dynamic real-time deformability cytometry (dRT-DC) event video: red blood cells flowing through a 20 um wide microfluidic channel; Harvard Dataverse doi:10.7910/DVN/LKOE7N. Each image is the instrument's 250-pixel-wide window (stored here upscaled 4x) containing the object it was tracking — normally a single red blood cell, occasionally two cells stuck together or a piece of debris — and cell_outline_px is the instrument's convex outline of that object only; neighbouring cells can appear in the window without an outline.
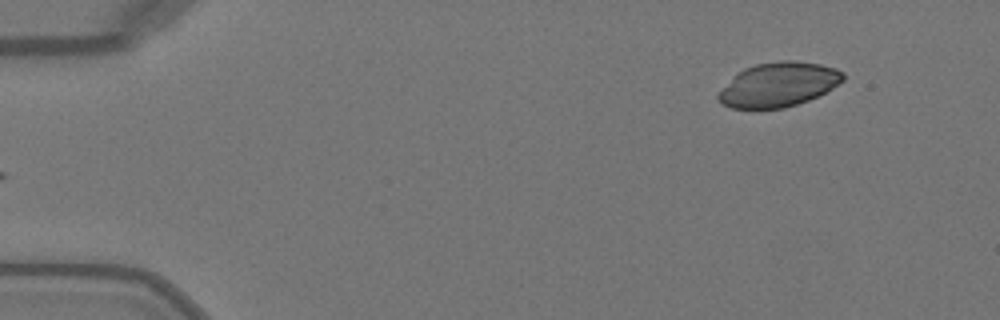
{"species": "Egyptian fruit bat (a non-hibernating species)", "species_latin": "Rousettus aegyptiacus", "temperature_condition": "warm", "stored_images_in_passage": 41, "camera_frame_rate_fps": 3000, "um_per_image_px": 0.085, "animal": {"sex": "female"}, "frame": {"image": 1, "passage_image": 1, "time_ms": 0.0, "image_size_px": [1000, 320], "cell_outline_px": [[844, 80], [832, 88], [808, 100], [784, 108], [732, 108], [724, 104], [716, 96], [744, 68], [756, 64], [780, 60], [796, 60], [820, 64], [836, 68], [844, 72]], "centroid_in_image_um": [66.23, 7.17], "position_along_channel_um": 18.8, "area_um2": 31.67}}